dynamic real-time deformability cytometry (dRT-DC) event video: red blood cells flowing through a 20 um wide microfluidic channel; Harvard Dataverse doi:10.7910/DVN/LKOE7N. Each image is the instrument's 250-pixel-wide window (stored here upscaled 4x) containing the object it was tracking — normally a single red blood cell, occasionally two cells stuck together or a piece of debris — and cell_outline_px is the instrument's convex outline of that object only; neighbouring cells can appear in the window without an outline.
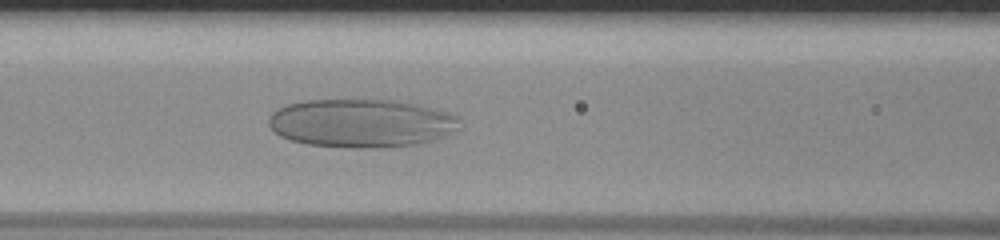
{"species": "human", "species_latin": "Homo sapiens", "temperature_condition": "room temperature", "stored_images_in_passage": 39, "camera_frame_rate_fps": 3000, "um_per_image_px": 0.085, "donor": {"sex": "male"}, "frame": {"image": 1, "passage_image": 13, "time_ms": 4.0, "image_size_px": [1000, 240], "cell_outline_px": [[460, 128], [444, 136], [416, 144], [384, 148], [348, 148], [308, 144], [292, 140], [280, 136], [268, 124], [268, 120], [272, 112], [288, 104], [308, 100], [392, 100], [416, 104], [448, 112], [460, 116]], "centroid_in_image_um": [30.74, 10.47], "position_along_channel_um": 135.9, "area_um2": 53.87}}
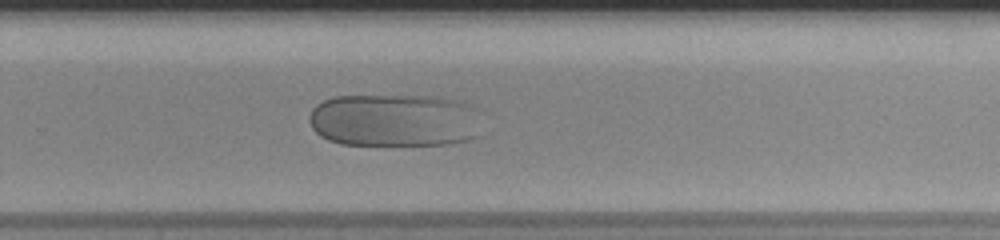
{"frame": {"image": 2, "passage_image": 26, "time_ms": 8.333, "image_size_px": [1000, 240], "cell_outline_px": [[476, 136], [468, 140], [448, 144], [340, 144], [328, 140], [320, 136], [312, 128], [308, 120], [308, 116], [312, 108], [316, 104], [324, 100], [336, 96], [436, 96], [460, 100], [464, 104]], "centroid_in_image_um": [33.3, 10.22], "position_along_channel_um": 296.5, "area_um2": 51.96}}
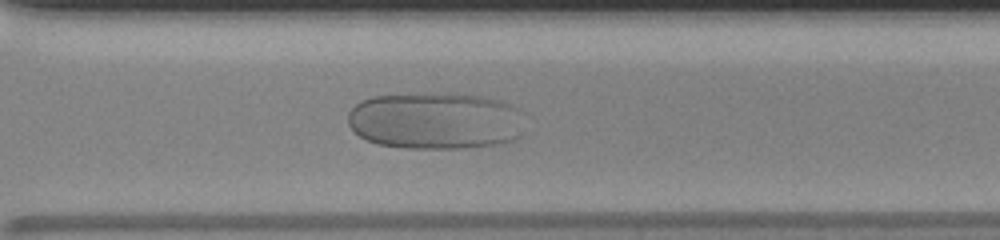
{"frame": {"image": 3, "passage_image": 29, "time_ms": 9.333, "image_size_px": [1000, 240], "cell_outline_px": [[520, 136], [512, 140], [496, 144], [460, 148], [404, 148], [376, 144], [360, 136], [348, 124], [348, 112], [360, 100], [376, 96], [456, 92], [480, 96], [496, 100], [516, 108]], "centroid_in_image_um": [36.91, 10.26], "position_along_channel_um": 333.7, "area_um2": 58.2}}